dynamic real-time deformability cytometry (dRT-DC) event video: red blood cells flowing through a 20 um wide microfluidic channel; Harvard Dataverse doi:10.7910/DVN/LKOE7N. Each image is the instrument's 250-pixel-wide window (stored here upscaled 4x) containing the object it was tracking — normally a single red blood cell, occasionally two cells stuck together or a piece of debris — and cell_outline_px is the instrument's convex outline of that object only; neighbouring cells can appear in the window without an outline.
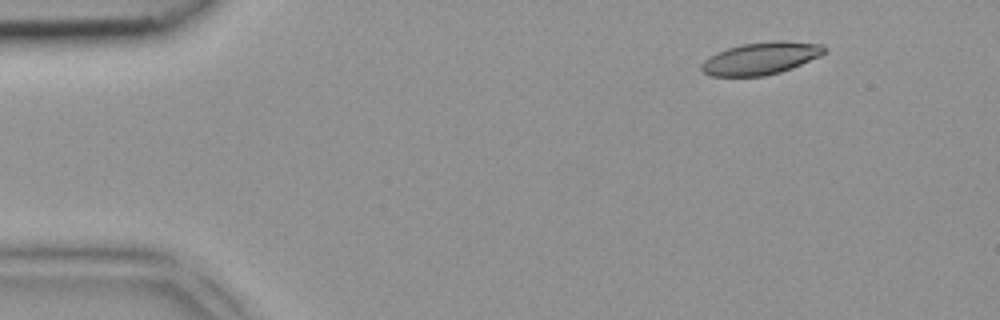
{"species": "common noctule bat (a hibernating species)", "species_latin": "Nyctalus noctula", "temperature_condition": "room temperature", "stored_images_in_passage": 4, "camera_frame_rate_fps": 3000, "um_per_image_px": 0.085, "animal": {"sex": "female", "body_mass_g": 18.4}, "frame": {"image": 1, "passage_image": 4, "time_ms": 1.0, "image_size_px": [1000, 320], "cell_outline_px": [[828, 52], [820, 56], [792, 68], [780, 72], [764, 76], [712, 76], [704, 72], [700, 68], [700, 64], [704, 60], [728, 48], [740, 44], [776, 40], [780, 40], [820, 44], [828, 48]], "centroid_in_image_um": [64.72, 4.95], "position_along_channel_um": 20.3, "area_um2": 23.12}}